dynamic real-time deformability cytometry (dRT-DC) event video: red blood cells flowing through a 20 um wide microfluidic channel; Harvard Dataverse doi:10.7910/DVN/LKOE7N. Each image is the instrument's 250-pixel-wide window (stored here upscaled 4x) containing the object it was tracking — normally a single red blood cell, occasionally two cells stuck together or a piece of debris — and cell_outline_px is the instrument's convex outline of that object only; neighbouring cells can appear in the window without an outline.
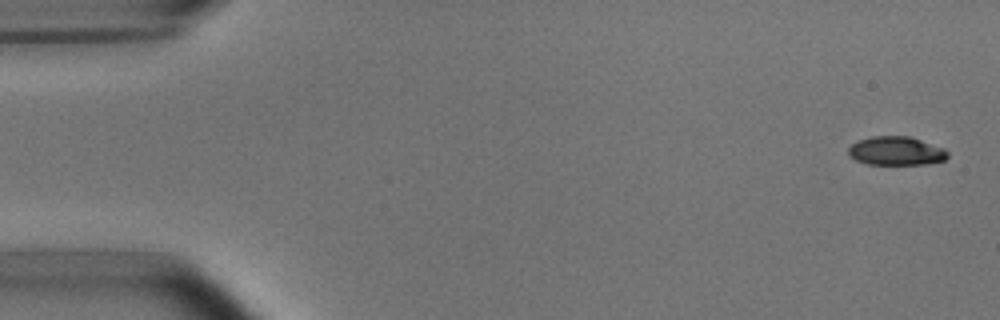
{"species": "common noctule bat (a hibernating species)", "species_latin": "Nyctalus noctula", "temperature_condition": "room temperature", "stored_images_in_passage": 5, "camera_frame_rate_fps": 3000, "um_per_image_px": 0.085, "animal": {"sex": "male", "body_mass_g": 15.6}, "frame": {"image": 1, "passage_image": 1, "time_ms": 0.0, "image_size_px": [1000, 320], "cell_outline_px": [[948, 156], [944, 160], [928, 164], [868, 164], [856, 160], [848, 156], [848, 148], [852, 144], [860, 140], [872, 136], [908, 136], [944, 148], [948, 152]], "centroid_in_image_um": [76.16, 12.83], "position_along_channel_um": 8.8, "area_um2": 16.53}}
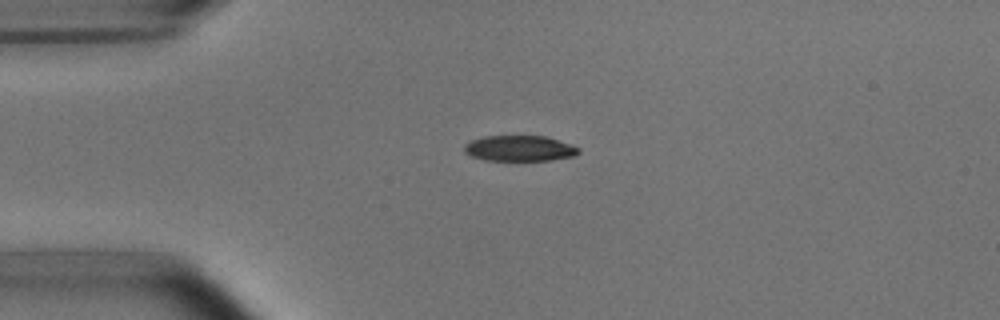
{"frame": {"image": 2, "passage_image": 4, "time_ms": 3.667, "image_size_px": [1000, 320], "cell_outline_px": [[580, 152], [576, 156], [552, 160], [484, 160], [472, 156], [464, 152], [464, 144], [472, 140], [484, 136], [548, 136], [572, 144], [580, 148]], "centroid_in_image_um": [44.21, 12.61], "position_along_channel_um": 40.8, "area_um2": 17.28}}